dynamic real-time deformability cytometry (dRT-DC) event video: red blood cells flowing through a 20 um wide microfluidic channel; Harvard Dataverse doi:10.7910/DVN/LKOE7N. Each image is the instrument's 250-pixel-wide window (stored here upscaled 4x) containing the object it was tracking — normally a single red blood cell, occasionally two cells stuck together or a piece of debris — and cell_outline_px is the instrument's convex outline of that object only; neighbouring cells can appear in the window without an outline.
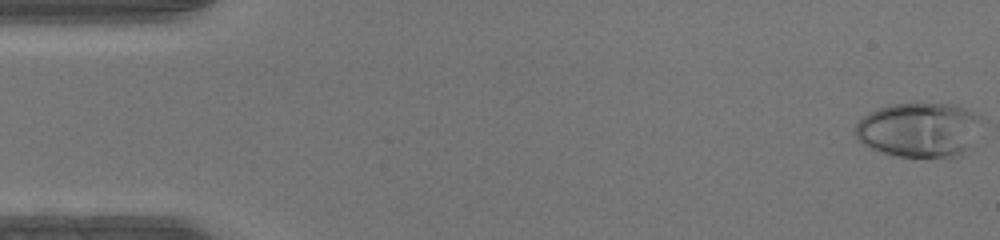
{"species": "human", "species_latin": "Homo sapiens", "temperature_condition": "warm", "stored_images_in_passage": 47, "camera_frame_rate_fps": 3000, "um_per_image_px": 0.085, "donor": {"sex": "male"}, "frame": {"image": 1, "passage_image": 1, "time_ms": 0.0, "image_size_px": [1000, 240], "cell_outline_px": [[980, 120], [968, 148], [960, 156], [896, 156], [872, 148], [856, 140], [856, 124], [868, 112], [888, 104], [912, 100], [920, 100], [956, 104], [980, 116]], "centroid_in_image_um": [78.08, 10.95], "position_along_channel_um": 6.9, "area_um2": 40.63}}
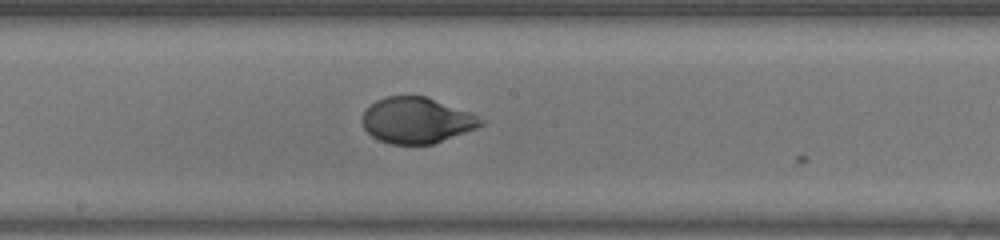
{"frame": {"image": 2, "passage_image": 25, "time_ms": 8.0, "image_size_px": [1000, 240], "cell_outline_px": [[488, 120], [484, 124], [476, 128], [432, 144], [392, 144], [380, 140], [372, 136], [364, 128], [360, 120], [360, 116], [364, 108], [376, 100], [384, 96], [428, 96]], "centroid_in_image_um": [35.37, 10.21], "position_along_channel_um": 212.8, "area_um2": 31.91}}
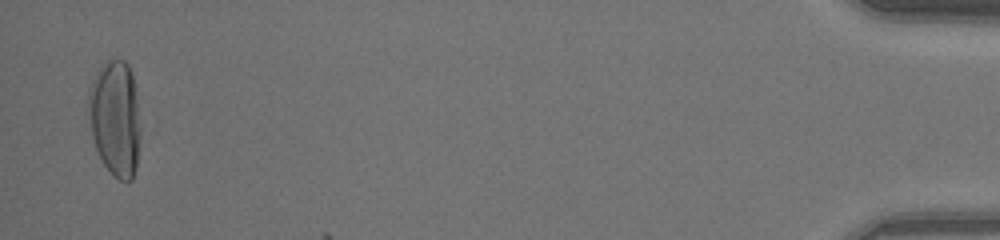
{"frame": {"image": 3, "passage_image": 46, "time_ms": 15.0, "image_size_px": [1000, 240], "cell_outline_px": [[140, 136], [136, 168], [132, 180], [120, 180], [104, 164], [96, 148], [92, 136], [88, 100], [88, 92], [92, 80], [96, 72], [108, 60], [124, 60], [128, 64], [136, 88], [140, 128]], "centroid_in_image_um": [9.81, 10.03], "position_along_channel_um": 425.4, "area_um2": 34.8}}